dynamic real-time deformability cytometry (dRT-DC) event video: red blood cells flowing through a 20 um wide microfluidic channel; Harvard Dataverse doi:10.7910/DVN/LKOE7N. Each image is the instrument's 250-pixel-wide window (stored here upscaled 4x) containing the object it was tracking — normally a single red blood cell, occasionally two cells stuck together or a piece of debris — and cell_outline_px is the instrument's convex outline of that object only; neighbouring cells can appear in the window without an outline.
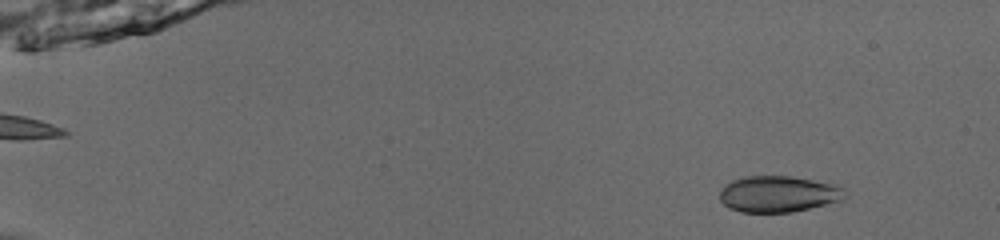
{"species": "common noctule bat (a hibernating species)", "species_latin": "Nyctalus noctula", "temperature_condition": "room temperature", "stored_images_in_passage": 51, "camera_frame_rate_fps": 3000, "um_per_image_px": 0.085, "animal": {"sex": "male", "body_mass_g": 13.0, "forearm_length_mm": 53.1}, "frame": {"image": 1, "passage_image": 5, "time_ms": 1.333, "image_size_px": [1000, 240], "cell_outline_px": [[848, 196], [844, 200], [792, 212], [740, 212], [728, 208], [720, 200], [720, 192], [724, 184], [732, 180], [744, 176], [792, 176], [840, 184], [848, 192]], "centroid_in_image_um": [66.22, 16.48], "position_along_channel_um": 18.8, "area_um2": 27.05}}
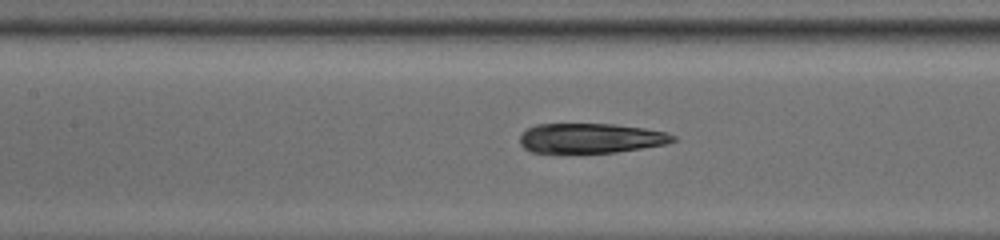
{"frame": {"image": 2, "passage_image": 25, "time_ms": 8.0, "image_size_px": [1000, 240], "cell_outline_px": [[676, 140], [668, 144], [616, 152], [532, 152], [524, 148], [520, 144], [520, 136], [528, 128], [536, 124], [612, 124], [644, 128], [668, 132], [676, 136]], "centroid_in_image_um": [50.26, 11.74], "position_along_channel_um": 157.1, "area_um2": 26.53}}
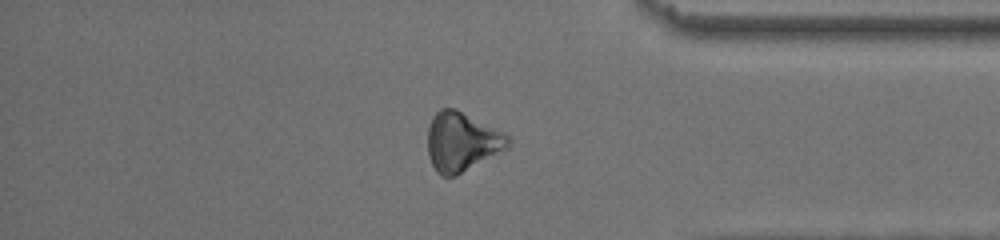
{"frame": {"image": 3, "passage_image": 44, "time_ms": 14.333, "image_size_px": [1000, 240], "cell_outline_px": [[512, 144], [508, 148], [456, 176], [440, 176], [436, 172], [428, 156], [428, 128], [432, 116], [440, 108], [456, 108], [508, 132], [512, 136]], "centroid_in_image_um": [39.31, 12.02], "position_along_channel_um": 395.9, "area_um2": 28.5}, "authors_computed_cell_mechanics": {"area_um2": 27.6284, "velocity_mm_per_s": 3.9529, "shape_relaxation_time_tau1_ms": 2.8742, "shape_relaxation_time_tau2_ms": 1.7372, "deformation_change_tau1": 0.1178, "deformation_change_tau2": 0.1173}}